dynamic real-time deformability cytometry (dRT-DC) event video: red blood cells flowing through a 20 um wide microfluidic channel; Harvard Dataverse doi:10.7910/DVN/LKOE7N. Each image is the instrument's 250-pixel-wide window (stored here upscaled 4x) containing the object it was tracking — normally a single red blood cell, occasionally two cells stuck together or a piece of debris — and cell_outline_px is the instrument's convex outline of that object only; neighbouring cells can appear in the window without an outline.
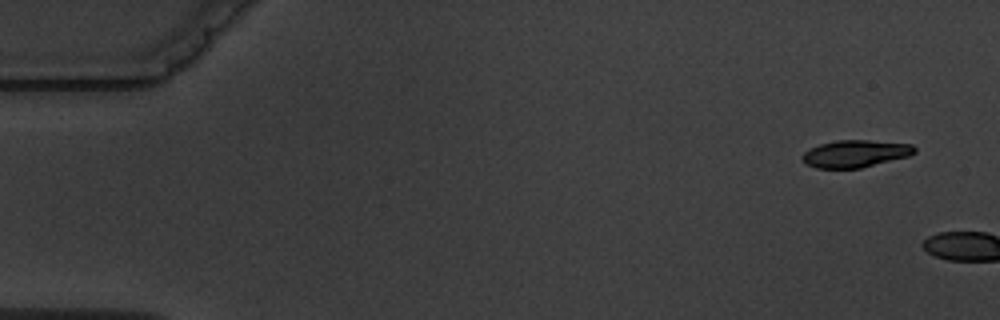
{"species": "common noctule bat (a hibernating species)", "species_latin": "Nyctalus noctula", "temperature_condition": "warm", "stored_images_in_passage": 1, "camera_frame_rate_fps": 3000, "um_per_image_px": 0.085, "animal": {"sex": "male", "body_mass_g": 19.5, "forearm_length_mm": 54.6}, "frame": {"image": 1, "passage_image": 1, "time_ms": 0.0, "image_size_px": [1000, 320], "cell_outline_px": [[916, 152], [908, 156], [860, 168], [816, 168], [804, 164], [800, 156], [804, 152], [820, 144], [836, 140], [868, 140], [912, 144], [916, 148]], "centroid_in_image_um": [72.67, 13.06], "position_along_channel_um": 12.3, "area_um2": 17.8}}